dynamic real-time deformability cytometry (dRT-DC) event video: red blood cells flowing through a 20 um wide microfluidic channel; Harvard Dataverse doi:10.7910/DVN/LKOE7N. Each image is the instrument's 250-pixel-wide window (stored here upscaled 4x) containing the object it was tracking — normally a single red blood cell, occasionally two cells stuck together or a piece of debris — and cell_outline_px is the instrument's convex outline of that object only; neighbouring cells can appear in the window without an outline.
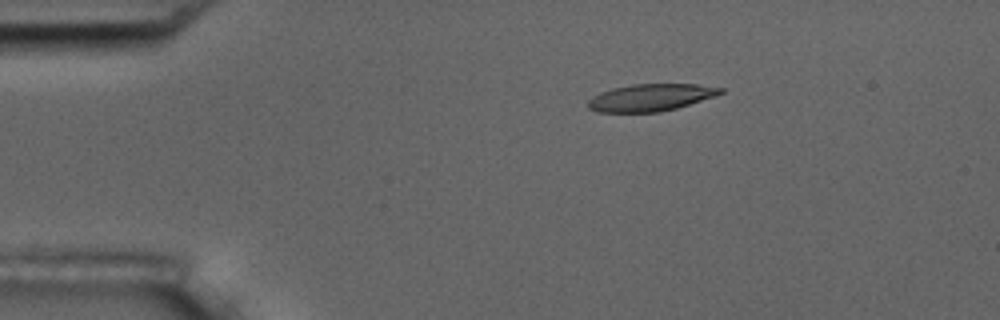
{"species": "common noctule bat (a hibernating species)", "species_latin": "Nyctalus noctula", "temperature_condition": "room temperature", "stored_images_in_passage": 6, "camera_frame_rate_fps": 3000, "um_per_image_px": 0.085, "animal": {"sex": "male", "body_mass_g": 17.5, "forearm_length_mm": 52.3}, "frame": {"image": 1, "passage_image": 3, "time_ms": 2.333, "image_size_px": [1000, 320], "cell_outline_px": [[724, 92], [716, 96], [676, 108], [660, 112], [600, 112], [588, 108], [588, 100], [592, 96], [600, 92], [612, 88], [632, 84], [696, 84], [724, 88]], "centroid_in_image_um": [55.31, 8.28], "position_along_channel_um": 29.7, "area_um2": 20.98}}
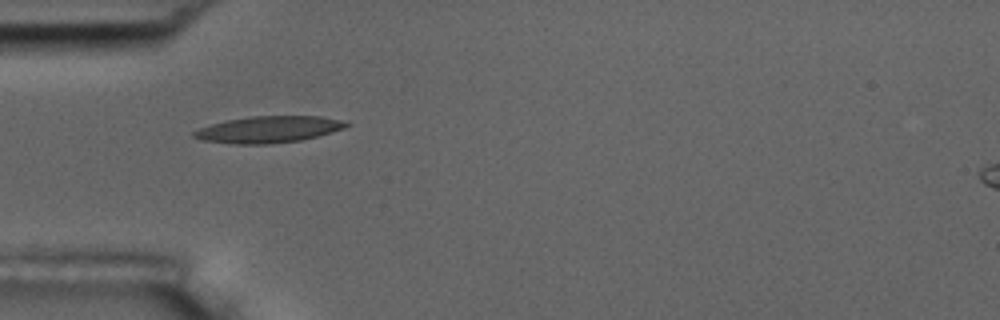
{"frame": {"image": 2, "passage_image": 5, "time_ms": 4.667, "image_size_px": [1000, 320], "cell_outline_px": [[352, 124], [344, 128], [332, 132], [300, 140], [268, 144], [236, 144], [200, 140], [192, 136], [192, 132], [200, 128], [224, 120], [248, 116], [320, 116]], "centroid_in_image_um": [22.76, 11.0], "position_along_channel_um": 62.2, "area_um2": 23.47}}